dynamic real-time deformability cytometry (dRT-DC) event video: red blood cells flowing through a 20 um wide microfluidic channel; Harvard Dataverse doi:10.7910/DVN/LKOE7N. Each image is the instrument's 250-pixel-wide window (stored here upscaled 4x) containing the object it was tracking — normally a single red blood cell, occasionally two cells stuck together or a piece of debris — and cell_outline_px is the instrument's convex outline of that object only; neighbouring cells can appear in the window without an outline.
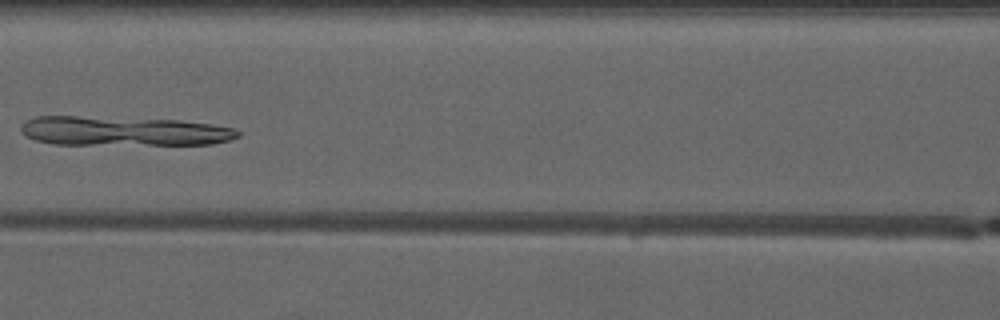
{"species": "common noctule bat (a hibernating species)", "species_latin": "Nyctalus noctula", "temperature_condition": "warm", "stored_images_in_passage": 6, "camera_frame_rate_fps": 3000, "um_per_image_px": 0.085, "animal": {"sex": "male", "forearm_length_mm": 52.5}, "frame": {"image": 1, "passage_image": 6, "time_ms": 5.667, "image_size_px": [1000, 320], "cell_outline_px": [[240, 136], [228, 140], [212, 144], [56, 144], [36, 140], [24, 136], [20, 128], [20, 124], [24, 120], [36, 116], [76, 116], [180, 120], [212, 124], [236, 128], [240, 132]], "centroid_in_image_um": [10.48, 11.13], "position_along_channel_um": 156.1, "area_um2": 37.22}}